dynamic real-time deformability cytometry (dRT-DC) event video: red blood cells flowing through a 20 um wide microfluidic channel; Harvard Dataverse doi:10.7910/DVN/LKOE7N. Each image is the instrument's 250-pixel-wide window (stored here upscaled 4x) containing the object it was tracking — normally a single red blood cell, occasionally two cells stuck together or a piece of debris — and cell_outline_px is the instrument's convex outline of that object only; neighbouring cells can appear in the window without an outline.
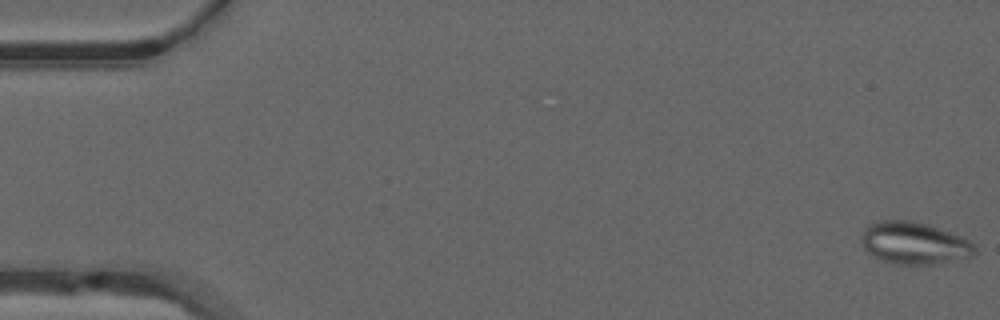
{"species": "common noctule bat (a hibernating species)", "species_latin": "Nyctalus noctula", "temperature_condition": "warm", "stored_images_in_passage": 45, "camera_frame_rate_fps": 3000, "um_per_image_px": 0.085, "animal": {"sex": "male", "forearm_length_mm": 52.5}, "frame": {"image": 1, "passage_image": 1, "time_ms": 0.0, "image_size_px": [1000, 320], "cell_outline_px": [[976, 252], [968, 260], [936, 264], [900, 264], [884, 260], [872, 256], [864, 248], [860, 240], [860, 236], [864, 228], [868, 224], [880, 220], [908, 220], [924, 224], [960, 236], [968, 240], [976, 248]], "centroid_in_image_um": [77.71, 20.68], "position_along_channel_um": 7.3, "area_um2": 27.98}}
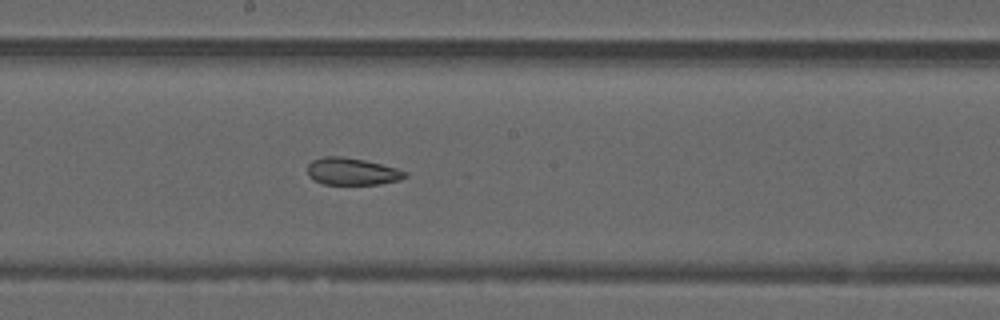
{"frame": {"image": 2, "passage_image": 28, "time_ms": 9.0, "image_size_px": [1000, 320], "cell_outline_px": [[408, 176], [400, 180], [380, 184], [324, 184], [308, 176], [308, 164], [312, 160], [324, 156], [340, 156], [364, 160], [396, 168], [408, 172]], "centroid_in_image_um": [29.94, 14.57], "position_along_channel_um": 218.3, "area_um2": 15.37}}
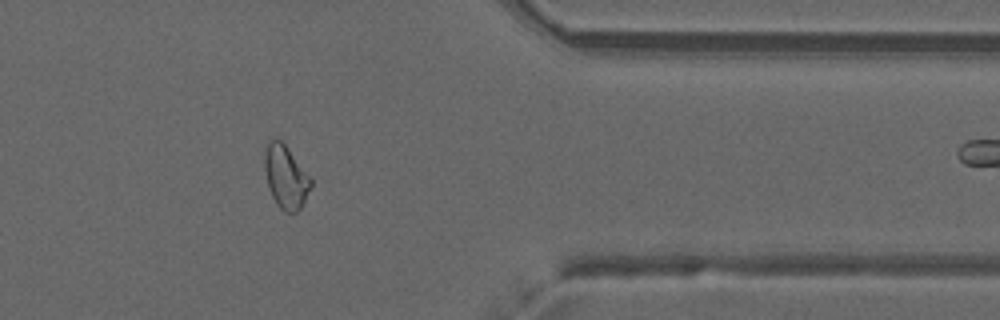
{"frame": {"image": 3, "passage_image": 42, "time_ms": 13.667, "image_size_px": [1000, 320], "cell_outline_px": [[312, 184], [300, 208], [296, 212], [284, 212], [276, 204], [272, 196], [268, 184], [264, 168], [264, 156], [268, 140], [276, 136], [284, 144], [312, 180]], "centroid_in_image_um": [24.25, 15.02], "position_along_channel_um": 387.1, "area_um2": 16.7}, "authors_computed_cell_mechanics": {"area_um2": 17.2822, "velocity_mm_per_s": 4.0012, "shape_relaxation_time_tau1_ms": null, "shape_relaxation_time_tau2_ms": 2.5977, "deformation_change_tau1": null, "deformation_change_tau2": 0.0839}}